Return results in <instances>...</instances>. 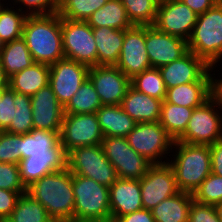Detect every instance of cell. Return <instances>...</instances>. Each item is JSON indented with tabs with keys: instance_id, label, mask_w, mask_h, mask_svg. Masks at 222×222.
<instances>
[{
	"instance_id": "obj_1",
	"label": "cell",
	"mask_w": 222,
	"mask_h": 222,
	"mask_svg": "<svg viewBox=\"0 0 222 222\" xmlns=\"http://www.w3.org/2000/svg\"><path fill=\"white\" fill-rule=\"evenodd\" d=\"M26 193L46 208L54 222L74 221L75 197L68 168L44 175L26 187Z\"/></svg>"
},
{
	"instance_id": "obj_2",
	"label": "cell",
	"mask_w": 222,
	"mask_h": 222,
	"mask_svg": "<svg viewBox=\"0 0 222 222\" xmlns=\"http://www.w3.org/2000/svg\"><path fill=\"white\" fill-rule=\"evenodd\" d=\"M22 38L36 63L50 66L65 58L59 13L28 15L24 22Z\"/></svg>"
},
{
	"instance_id": "obj_3",
	"label": "cell",
	"mask_w": 222,
	"mask_h": 222,
	"mask_svg": "<svg viewBox=\"0 0 222 222\" xmlns=\"http://www.w3.org/2000/svg\"><path fill=\"white\" fill-rule=\"evenodd\" d=\"M173 160L168 164L173 169L179 191L193 194L211 173L209 145L189 144L174 141Z\"/></svg>"
},
{
	"instance_id": "obj_4",
	"label": "cell",
	"mask_w": 222,
	"mask_h": 222,
	"mask_svg": "<svg viewBox=\"0 0 222 222\" xmlns=\"http://www.w3.org/2000/svg\"><path fill=\"white\" fill-rule=\"evenodd\" d=\"M187 43L188 50L202 58L212 70L221 63L222 8L218 4L197 16Z\"/></svg>"
},
{
	"instance_id": "obj_5",
	"label": "cell",
	"mask_w": 222,
	"mask_h": 222,
	"mask_svg": "<svg viewBox=\"0 0 222 222\" xmlns=\"http://www.w3.org/2000/svg\"><path fill=\"white\" fill-rule=\"evenodd\" d=\"M74 221L111 222L109 187L81 175L72 174Z\"/></svg>"
},
{
	"instance_id": "obj_6",
	"label": "cell",
	"mask_w": 222,
	"mask_h": 222,
	"mask_svg": "<svg viewBox=\"0 0 222 222\" xmlns=\"http://www.w3.org/2000/svg\"><path fill=\"white\" fill-rule=\"evenodd\" d=\"M222 106L212 95L194 108L185 132L176 140L189 144L211 145L222 139Z\"/></svg>"
},
{
	"instance_id": "obj_7",
	"label": "cell",
	"mask_w": 222,
	"mask_h": 222,
	"mask_svg": "<svg viewBox=\"0 0 222 222\" xmlns=\"http://www.w3.org/2000/svg\"><path fill=\"white\" fill-rule=\"evenodd\" d=\"M126 138L129 145L152 164L168 163L172 158L171 154H168L172 152L175 140L159 121L137 123ZM164 157L166 160L163 161Z\"/></svg>"
},
{
	"instance_id": "obj_8",
	"label": "cell",
	"mask_w": 222,
	"mask_h": 222,
	"mask_svg": "<svg viewBox=\"0 0 222 222\" xmlns=\"http://www.w3.org/2000/svg\"><path fill=\"white\" fill-rule=\"evenodd\" d=\"M67 168L72 174L91 178L107 187L118 179L116 170L106 158L101 144L72 149L67 154Z\"/></svg>"
},
{
	"instance_id": "obj_9",
	"label": "cell",
	"mask_w": 222,
	"mask_h": 222,
	"mask_svg": "<svg viewBox=\"0 0 222 222\" xmlns=\"http://www.w3.org/2000/svg\"><path fill=\"white\" fill-rule=\"evenodd\" d=\"M64 56L90 67L97 66V47L92 27L86 21L61 17Z\"/></svg>"
},
{
	"instance_id": "obj_10",
	"label": "cell",
	"mask_w": 222,
	"mask_h": 222,
	"mask_svg": "<svg viewBox=\"0 0 222 222\" xmlns=\"http://www.w3.org/2000/svg\"><path fill=\"white\" fill-rule=\"evenodd\" d=\"M101 145L120 179L140 180L152 165L129 145L125 137L107 136Z\"/></svg>"
},
{
	"instance_id": "obj_11",
	"label": "cell",
	"mask_w": 222,
	"mask_h": 222,
	"mask_svg": "<svg viewBox=\"0 0 222 222\" xmlns=\"http://www.w3.org/2000/svg\"><path fill=\"white\" fill-rule=\"evenodd\" d=\"M103 138L96 113L64 114L59 139L67 154L75 148L99 145Z\"/></svg>"
},
{
	"instance_id": "obj_12",
	"label": "cell",
	"mask_w": 222,
	"mask_h": 222,
	"mask_svg": "<svg viewBox=\"0 0 222 222\" xmlns=\"http://www.w3.org/2000/svg\"><path fill=\"white\" fill-rule=\"evenodd\" d=\"M197 14L181 0L160 2L155 24L158 31L188 41L197 21Z\"/></svg>"
},
{
	"instance_id": "obj_13",
	"label": "cell",
	"mask_w": 222,
	"mask_h": 222,
	"mask_svg": "<svg viewBox=\"0 0 222 222\" xmlns=\"http://www.w3.org/2000/svg\"><path fill=\"white\" fill-rule=\"evenodd\" d=\"M140 186L143 209L147 210L179 192L173 169L168 163L152 164L140 179Z\"/></svg>"
},
{
	"instance_id": "obj_14",
	"label": "cell",
	"mask_w": 222,
	"mask_h": 222,
	"mask_svg": "<svg viewBox=\"0 0 222 222\" xmlns=\"http://www.w3.org/2000/svg\"><path fill=\"white\" fill-rule=\"evenodd\" d=\"M89 67L63 58L50 65L49 85L64 107L88 78Z\"/></svg>"
},
{
	"instance_id": "obj_15",
	"label": "cell",
	"mask_w": 222,
	"mask_h": 222,
	"mask_svg": "<svg viewBox=\"0 0 222 222\" xmlns=\"http://www.w3.org/2000/svg\"><path fill=\"white\" fill-rule=\"evenodd\" d=\"M88 79L93 84L102 105H121L131 80L115 65L89 68Z\"/></svg>"
},
{
	"instance_id": "obj_16",
	"label": "cell",
	"mask_w": 222,
	"mask_h": 222,
	"mask_svg": "<svg viewBox=\"0 0 222 222\" xmlns=\"http://www.w3.org/2000/svg\"><path fill=\"white\" fill-rule=\"evenodd\" d=\"M130 80L151 68L145 44V26H132L125 30L122 50L115 65Z\"/></svg>"
},
{
	"instance_id": "obj_17",
	"label": "cell",
	"mask_w": 222,
	"mask_h": 222,
	"mask_svg": "<svg viewBox=\"0 0 222 222\" xmlns=\"http://www.w3.org/2000/svg\"><path fill=\"white\" fill-rule=\"evenodd\" d=\"M145 44L151 67L154 68L170 64L189 51L187 41L160 32L154 26H145Z\"/></svg>"
},
{
	"instance_id": "obj_18",
	"label": "cell",
	"mask_w": 222,
	"mask_h": 222,
	"mask_svg": "<svg viewBox=\"0 0 222 222\" xmlns=\"http://www.w3.org/2000/svg\"><path fill=\"white\" fill-rule=\"evenodd\" d=\"M33 129L60 132L64 107L48 84L31 96Z\"/></svg>"
},
{
	"instance_id": "obj_19",
	"label": "cell",
	"mask_w": 222,
	"mask_h": 222,
	"mask_svg": "<svg viewBox=\"0 0 222 222\" xmlns=\"http://www.w3.org/2000/svg\"><path fill=\"white\" fill-rule=\"evenodd\" d=\"M65 168H67V153L60 144L55 149L48 150V154H33L21 159L19 163L20 178L25 187L44 175Z\"/></svg>"
},
{
	"instance_id": "obj_20",
	"label": "cell",
	"mask_w": 222,
	"mask_h": 222,
	"mask_svg": "<svg viewBox=\"0 0 222 222\" xmlns=\"http://www.w3.org/2000/svg\"><path fill=\"white\" fill-rule=\"evenodd\" d=\"M211 67L200 57L188 51L180 59L159 68L166 89L199 81Z\"/></svg>"
},
{
	"instance_id": "obj_21",
	"label": "cell",
	"mask_w": 222,
	"mask_h": 222,
	"mask_svg": "<svg viewBox=\"0 0 222 222\" xmlns=\"http://www.w3.org/2000/svg\"><path fill=\"white\" fill-rule=\"evenodd\" d=\"M111 222L143 209L140 180L118 178L110 187Z\"/></svg>"
},
{
	"instance_id": "obj_22",
	"label": "cell",
	"mask_w": 222,
	"mask_h": 222,
	"mask_svg": "<svg viewBox=\"0 0 222 222\" xmlns=\"http://www.w3.org/2000/svg\"><path fill=\"white\" fill-rule=\"evenodd\" d=\"M214 72L210 69L199 81L168 88L165 101L188 108L201 106L213 95Z\"/></svg>"
},
{
	"instance_id": "obj_23",
	"label": "cell",
	"mask_w": 222,
	"mask_h": 222,
	"mask_svg": "<svg viewBox=\"0 0 222 222\" xmlns=\"http://www.w3.org/2000/svg\"><path fill=\"white\" fill-rule=\"evenodd\" d=\"M162 102L130 86L122 99L121 107L136 123L158 122Z\"/></svg>"
},
{
	"instance_id": "obj_24",
	"label": "cell",
	"mask_w": 222,
	"mask_h": 222,
	"mask_svg": "<svg viewBox=\"0 0 222 222\" xmlns=\"http://www.w3.org/2000/svg\"><path fill=\"white\" fill-rule=\"evenodd\" d=\"M50 66L34 62L8 78V87L16 93L33 96L49 84Z\"/></svg>"
},
{
	"instance_id": "obj_25",
	"label": "cell",
	"mask_w": 222,
	"mask_h": 222,
	"mask_svg": "<svg viewBox=\"0 0 222 222\" xmlns=\"http://www.w3.org/2000/svg\"><path fill=\"white\" fill-rule=\"evenodd\" d=\"M97 47V65H116L122 50L125 30L92 28Z\"/></svg>"
},
{
	"instance_id": "obj_26",
	"label": "cell",
	"mask_w": 222,
	"mask_h": 222,
	"mask_svg": "<svg viewBox=\"0 0 222 222\" xmlns=\"http://www.w3.org/2000/svg\"><path fill=\"white\" fill-rule=\"evenodd\" d=\"M96 115L104 137L126 138L137 124L121 105H102Z\"/></svg>"
},
{
	"instance_id": "obj_27",
	"label": "cell",
	"mask_w": 222,
	"mask_h": 222,
	"mask_svg": "<svg viewBox=\"0 0 222 222\" xmlns=\"http://www.w3.org/2000/svg\"><path fill=\"white\" fill-rule=\"evenodd\" d=\"M193 195L179 191L161 201L151 210L155 222H188Z\"/></svg>"
},
{
	"instance_id": "obj_28",
	"label": "cell",
	"mask_w": 222,
	"mask_h": 222,
	"mask_svg": "<svg viewBox=\"0 0 222 222\" xmlns=\"http://www.w3.org/2000/svg\"><path fill=\"white\" fill-rule=\"evenodd\" d=\"M0 63L7 78L23 69L30 67L34 60L21 37L11 42L5 43L0 49Z\"/></svg>"
},
{
	"instance_id": "obj_29",
	"label": "cell",
	"mask_w": 222,
	"mask_h": 222,
	"mask_svg": "<svg viewBox=\"0 0 222 222\" xmlns=\"http://www.w3.org/2000/svg\"><path fill=\"white\" fill-rule=\"evenodd\" d=\"M86 22L92 28L103 26L118 30H127L134 26L130 22L121 0H108L106 4L92 13Z\"/></svg>"
},
{
	"instance_id": "obj_30",
	"label": "cell",
	"mask_w": 222,
	"mask_h": 222,
	"mask_svg": "<svg viewBox=\"0 0 222 222\" xmlns=\"http://www.w3.org/2000/svg\"><path fill=\"white\" fill-rule=\"evenodd\" d=\"M60 132L33 129L23 134L20 140L21 159L33 154H48V150L55 149L60 144Z\"/></svg>"
},
{
	"instance_id": "obj_31",
	"label": "cell",
	"mask_w": 222,
	"mask_h": 222,
	"mask_svg": "<svg viewBox=\"0 0 222 222\" xmlns=\"http://www.w3.org/2000/svg\"><path fill=\"white\" fill-rule=\"evenodd\" d=\"M193 110L194 108L178 106L164 100L159 123L174 140H177L185 132Z\"/></svg>"
},
{
	"instance_id": "obj_32",
	"label": "cell",
	"mask_w": 222,
	"mask_h": 222,
	"mask_svg": "<svg viewBox=\"0 0 222 222\" xmlns=\"http://www.w3.org/2000/svg\"><path fill=\"white\" fill-rule=\"evenodd\" d=\"M101 106L98 93L87 78L64 106V114L96 113Z\"/></svg>"
},
{
	"instance_id": "obj_33",
	"label": "cell",
	"mask_w": 222,
	"mask_h": 222,
	"mask_svg": "<svg viewBox=\"0 0 222 222\" xmlns=\"http://www.w3.org/2000/svg\"><path fill=\"white\" fill-rule=\"evenodd\" d=\"M8 222H54L37 200L29 194H21Z\"/></svg>"
},
{
	"instance_id": "obj_34",
	"label": "cell",
	"mask_w": 222,
	"mask_h": 222,
	"mask_svg": "<svg viewBox=\"0 0 222 222\" xmlns=\"http://www.w3.org/2000/svg\"><path fill=\"white\" fill-rule=\"evenodd\" d=\"M9 4L6 3L7 6L4 5L0 10V42L2 45L22 37L24 22L28 16L17 6Z\"/></svg>"
},
{
	"instance_id": "obj_35",
	"label": "cell",
	"mask_w": 222,
	"mask_h": 222,
	"mask_svg": "<svg viewBox=\"0 0 222 222\" xmlns=\"http://www.w3.org/2000/svg\"><path fill=\"white\" fill-rule=\"evenodd\" d=\"M15 114L5 132L10 134H28L33 130L31 97L14 92Z\"/></svg>"
},
{
	"instance_id": "obj_36",
	"label": "cell",
	"mask_w": 222,
	"mask_h": 222,
	"mask_svg": "<svg viewBox=\"0 0 222 222\" xmlns=\"http://www.w3.org/2000/svg\"><path fill=\"white\" fill-rule=\"evenodd\" d=\"M131 86L137 91L164 101L166 86L159 68L151 67L131 79Z\"/></svg>"
},
{
	"instance_id": "obj_37",
	"label": "cell",
	"mask_w": 222,
	"mask_h": 222,
	"mask_svg": "<svg viewBox=\"0 0 222 222\" xmlns=\"http://www.w3.org/2000/svg\"><path fill=\"white\" fill-rule=\"evenodd\" d=\"M128 18L136 26H153L156 20L157 0H121Z\"/></svg>"
},
{
	"instance_id": "obj_38",
	"label": "cell",
	"mask_w": 222,
	"mask_h": 222,
	"mask_svg": "<svg viewBox=\"0 0 222 222\" xmlns=\"http://www.w3.org/2000/svg\"><path fill=\"white\" fill-rule=\"evenodd\" d=\"M108 0H59V15L76 21H86Z\"/></svg>"
},
{
	"instance_id": "obj_39",
	"label": "cell",
	"mask_w": 222,
	"mask_h": 222,
	"mask_svg": "<svg viewBox=\"0 0 222 222\" xmlns=\"http://www.w3.org/2000/svg\"><path fill=\"white\" fill-rule=\"evenodd\" d=\"M193 200L216 205L222 202V176L210 173L194 191Z\"/></svg>"
},
{
	"instance_id": "obj_40",
	"label": "cell",
	"mask_w": 222,
	"mask_h": 222,
	"mask_svg": "<svg viewBox=\"0 0 222 222\" xmlns=\"http://www.w3.org/2000/svg\"><path fill=\"white\" fill-rule=\"evenodd\" d=\"M22 135L10 134L5 131L0 133V162L19 165L21 161L20 140Z\"/></svg>"
},
{
	"instance_id": "obj_41",
	"label": "cell",
	"mask_w": 222,
	"mask_h": 222,
	"mask_svg": "<svg viewBox=\"0 0 222 222\" xmlns=\"http://www.w3.org/2000/svg\"><path fill=\"white\" fill-rule=\"evenodd\" d=\"M0 189L26 193V187L20 178L19 165L0 162Z\"/></svg>"
},
{
	"instance_id": "obj_42",
	"label": "cell",
	"mask_w": 222,
	"mask_h": 222,
	"mask_svg": "<svg viewBox=\"0 0 222 222\" xmlns=\"http://www.w3.org/2000/svg\"><path fill=\"white\" fill-rule=\"evenodd\" d=\"M10 1L14 6L19 4L18 8L21 11L25 12L27 15H46L59 12V0H10Z\"/></svg>"
},
{
	"instance_id": "obj_43",
	"label": "cell",
	"mask_w": 222,
	"mask_h": 222,
	"mask_svg": "<svg viewBox=\"0 0 222 222\" xmlns=\"http://www.w3.org/2000/svg\"><path fill=\"white\" fill-rule=\"evenodd\" d=\"M14 91L9 87L0 89V129L5 131L15 114Z\"/></svg>"
},
{
	"instance_id": "obj_44",
	"label": "cell",
	"mask_w": 222,
	"mask_h": 222,
	"mask_svg": "<svg viewBox=\"0 0 222 222\" xmlns=\"http://www.w3.org/2000/svg\"><path fill=\"white\" fill-rule=\"evenodd\" d=\"M188 222H220L215 205L203 204L193 200L189 210Z\"/></svg>"
},
{
	"instance_id": "obj_45",
	"label": "cell",
	"mask_w": 222,
	"mask_h": 222,
	"mask_svg": "<svg viewBox=\"0 0 222 222\" xmlns=\"http://www.w3.org/2000/svg\"><path fill=\"white\" fill-rule=\"evenodd\" d=\"M19 192L0 189V220H7L15 208Z\"/></svg>"
},
{
	"instance_id": "obj_46",
	"label": "cell",
	"mask_w": 222,
	"mask_h": 222,
	"mask_svg": "<svg viewBox=\"0 0 222 222\" xmlns=\"http://www.w3.org/2000/svg\"><path fill=\"white\" fill-rule=\"evenodd\" d=\"M211 153V172L222 176V139L209 145Z\"/></svg>"
},
{
	"instance_id": "obj_47",
	"label": "cell",
	"mask_w": 222,
	"mask_h": 222,
	"mask_svg": "<svg viewBox=\"0 0 222 222\" xmlns=\"http://www.w3.org/2000/svg\"><path fill=\"white\" fill-rule=\"evenodd\" d=\"M115 222H155L151 210L141 209L133 213L120 216Z\"/></svg>"
},
{
	"instance_id": "obj_48",
	"label": "cell",
	"mask_w": 222,
	"mask_h": 222,
	"mask_svg": "<svg viewBox=\"0 0 222 222\" xmlns=\"http://www.w3.org/2000/svg\"><path fill=\"white\" fill-rule=\"evenodd\" d=\"M197 15L203 14L217 4V0H181Z\"/></svg>"
},
{
	"instance_id": "obj_49",
	"label": "cell",
	"mask_w": 222,
	"mask_h": 222,
	"mask_svg": "<svg viewBox=\"0 0 222 222\" xmlns=\"http://www.w3.org/2000/svg\"><path fill=\"white\" fill-rule=\"evenodd\" d=\"M218 78L213 77V95L222 106V79H220L221 77Z\"/></svg>"
},
{
	"instance_id": "obj_50",
	"label": "cell",
	"mask_w": 222,
	"mask_h": 222,
	"mask_svg": "<svg viewBox=\"0 0 222 222\" xmlns=\"http://www.w3.org/2000/svg\"><path fill=\"white\" fill-rule=\"evenodd\" d=\"M8 87V78L4 74V70L0 63V89Z\"/></svg>"
},
{
	"instance_id": "obj_51",
	"label": "cell",
	"mask_w": 222,
	"mask_h": 222,
	"mask_svg": "<svg viewBox=\"0 0 222 222\" xmlns=\"http://www.w3.org/2000/svg\"><path fill=\"white\" fill-rule=\"evenodd\" d=\"M216 211L218 213L220 222H222V202L215 205Z\"/></svg>"
},
{
	"instance_id": "obj_52",
	"label": "cell",
	"mask_w": 222,
	"mask_h": 222,
	"mask_svg": "<svg viewBox=\"0 0 222 222\" xmlns=\"http://www.w3.org/2000/svg\"><path fill=\"white\" fill-rule=\"evenodd\" d=\"M4 1V3L2 2ZM7 2V0H0V10L4 7V5H6L5 3Z\"/></svg>"
},
{
	"instance_id": "obj_53",
	"label": "cell",
	"mask_w": 222,
	"mask_h": 222,
	"mask_svg": "<svg viewBox=\"0 0 222 222\" xmlns=\"http://www.w3.org/2000/svg\"><path fill=\"white\" fill-rule=\"evenodd\" d=\"M217 4L222 8V0H217Z\"/></svg>"
},
{
	"instance_id": "obj_54",
	"label": "cell",
	"mask_w": 222,
	"mask_h": 222,
	"mask_svg": "<svg viewBox=\"0 0 222 222\" xmlns=\"http://www.w3.org/2000/svg\"><path fill=\"white\" fill-rule=\"evenodd\" d=\"M157 1L160 3V2H163V1H167V0H157Z\"/></svg>"
}]
</instances>
